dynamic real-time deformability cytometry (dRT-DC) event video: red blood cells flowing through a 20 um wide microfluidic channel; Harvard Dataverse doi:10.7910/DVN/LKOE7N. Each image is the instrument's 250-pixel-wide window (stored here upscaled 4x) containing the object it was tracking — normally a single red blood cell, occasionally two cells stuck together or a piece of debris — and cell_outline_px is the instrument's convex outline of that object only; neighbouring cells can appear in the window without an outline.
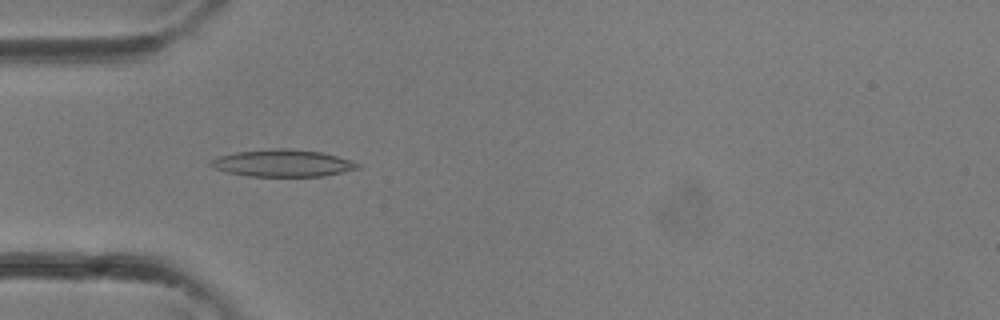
{"species": "common noctule bat (a hibernating species)", "species_latin": "Nyctalus noctula", "temperature_condition": "room temperature", "stored_images_in_passage": 35, "camera_frame_rate_fps": 3000, "um_per_image_px": 0.085, "animal": {"sex": "female"}, "frame": {"image": 1, "passage_image": 11, "time_ms": 3.333, "image_size_px": [1000, 320], "cell_outline_px": [[360, 168], [344, 172], [324, 176], [248, 176], [228, 172], [212, 168], [208, 164], [208, 160], [216, 156], [236, 152], [268, 148], [288, 148], [320, 152], [352, 160], [360, 164]], "centroid_in_image_um": [23.98, 13.86], "position_along_channel_um": 61.0, "area_um2": 23.47}}
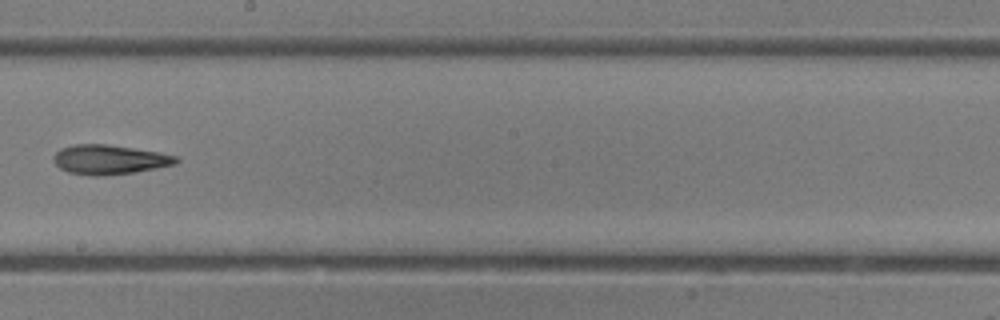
{"frame": {"image": 2, "passage_image": 20, "time_ms": 6.333, "image_size_px": [1000, 320], "cell_outline_px": [[180, 160], [176, 164], [136, 172], [96, 176], [92, 176], [68, 172], [60, 168], [56, 164], [52, 156], [60, 148], [72, 144], [108, 144], [160, 152], [176, 156]], "centroid_in_image_um": [9.3, 13.56], "position_along_channel_um": 238.9, "area_um2": 21.15}}
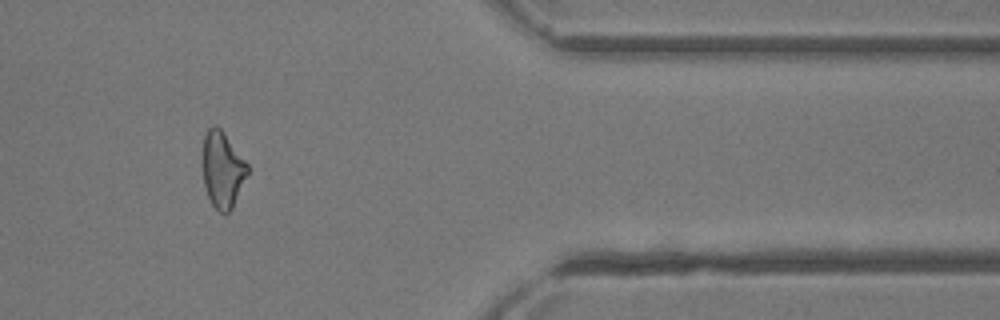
{"frame": {"image": 3, "passage_image": 29, "time_ms": 9.333, "image_size_px": [1000, 320], "cell_outline_px": [[248, 172], [232, 208], [224, 216], [212, 204], [208, 196], [204, 184], [200, 160], [204, 132], [212, 124], [216, 124], [224, 132], [248, 164]], "centroid_in_image_um": [18.85, 14.36], "position_along_channel_um": 392.5, "area_um2": 20.4}}